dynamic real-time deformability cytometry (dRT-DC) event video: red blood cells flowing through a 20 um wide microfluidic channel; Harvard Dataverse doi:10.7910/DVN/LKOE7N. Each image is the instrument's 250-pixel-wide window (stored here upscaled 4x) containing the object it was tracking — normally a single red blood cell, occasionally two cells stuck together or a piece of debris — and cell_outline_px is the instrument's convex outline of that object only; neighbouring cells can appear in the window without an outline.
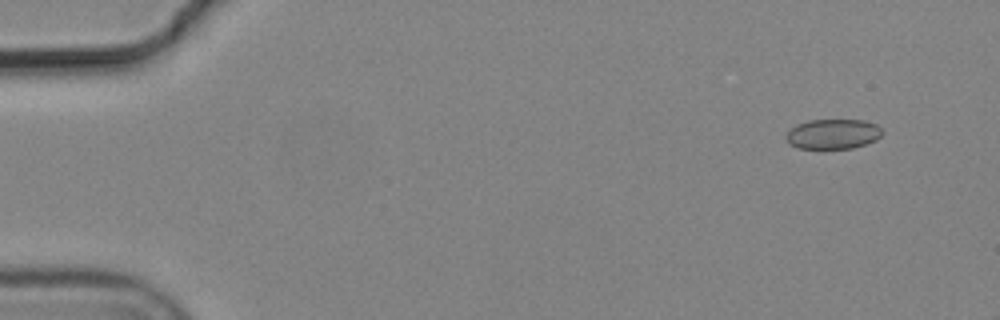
{"species": "common noctule bat (a hibernating species)", "species_latin": "Nyctalus noctula", "temperature_condition": "cold", "stored_images_in_passage": 3, "segment_of_instrument_passage": [2, 2], "camera_frame_rate_fps": 3000, "um_per_image_px": 0.085, "animal": {"sex": "male", "body_mass_g": 19.2, "forearm_length_mm": 51.8}, "frame": {"image": 1, "passage_image": 3, "time_ms": 0.667, "image_size_px": [1000, 320], "cell_outline_px": [[884, 132], [876, 140], [852, 148], [820, 152], [796, 148], [788, 144], [784, 136], [796, 124], [808, 120], [864, 120], [876, 124]], "centroid_in_image_um": [70.74, 11.45], "position_along_channel_um": 14.3, "area_um2": 17.63}}